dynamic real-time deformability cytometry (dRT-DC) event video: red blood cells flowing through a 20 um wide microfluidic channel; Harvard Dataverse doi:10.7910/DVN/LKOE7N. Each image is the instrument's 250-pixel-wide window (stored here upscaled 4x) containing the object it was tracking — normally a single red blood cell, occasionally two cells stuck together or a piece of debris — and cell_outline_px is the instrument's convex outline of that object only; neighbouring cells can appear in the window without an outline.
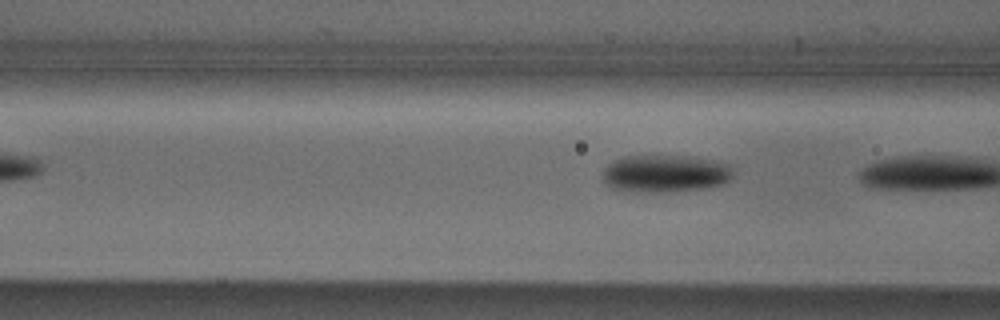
{"species": "Egyptian fruit bat (a non-hibernating species)", "species_latin": "Rousettus aegyptiacus", "temperature_condition": "cold", "stored_images_in_passage": 5, "segment_of_instrument_passage": [2, 2], "camera_frame_rate_fps": 3000, "um_per_image_px": 0.085, "animal": {"sex": "male"}, "frame": {"image": 1, "passage_image": 5, "time_ms": 5.0, "image_size_px": [1000, 320], "cell_outline_px": [[732, 180], [724, 184], [708, 188], [664, 192], [656, 192], [608, 188], [600, 176], [604, 168], [612, 160], [624, 156], [688, 156], [712, 160], [728, 164], [732, 172]], "centroid_in_image_um": [56.52, 14.75], "position_along_channel_um": 110.1, "area_um2": 28.67}}